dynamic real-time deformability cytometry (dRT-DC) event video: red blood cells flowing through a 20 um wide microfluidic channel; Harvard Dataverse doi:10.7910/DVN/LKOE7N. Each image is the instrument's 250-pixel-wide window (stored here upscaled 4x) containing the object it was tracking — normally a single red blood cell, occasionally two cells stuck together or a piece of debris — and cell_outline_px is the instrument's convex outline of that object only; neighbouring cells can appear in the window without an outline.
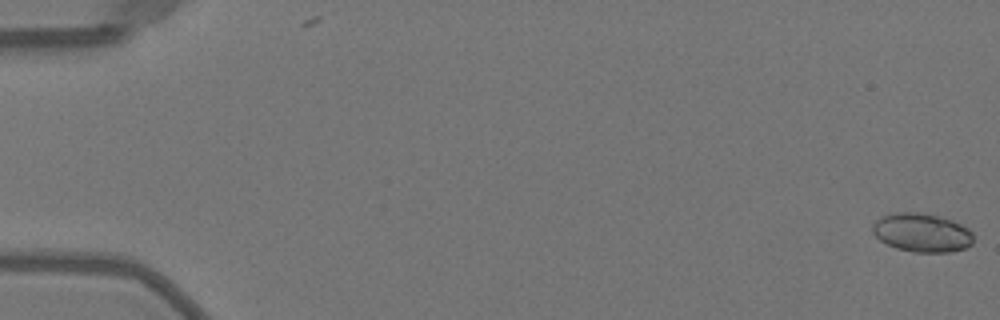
{"species": "Egyptian fruit bat (a non-hibernating species)", "species_latin": "Rousettus aegyptiacus", "temperature_condition": "warm", "stored_images_in_passage": 11, "camera_frame_rate_fps": 3000, "um_per_image_px": 0.085, "animal": {"sex": "female"}, "frame": {"image": 1, "passage_image": 1, "time_ms": 0.0, "image_size_px": [1000, 320], "cell_outline_px": [[972, 244], [964, 248], [948, 252], [912, 252], [896, 248], [880, 240], [872, 232], [872, 224], [880, 216], [896, 212], [916, 212], [936, 216], [952, 220], [968, 228], [972, 232]], "centroid_in_image_um": [78.33, 19.77], "position_along_channel_um": 6.7, "area_um2": 22.66}}